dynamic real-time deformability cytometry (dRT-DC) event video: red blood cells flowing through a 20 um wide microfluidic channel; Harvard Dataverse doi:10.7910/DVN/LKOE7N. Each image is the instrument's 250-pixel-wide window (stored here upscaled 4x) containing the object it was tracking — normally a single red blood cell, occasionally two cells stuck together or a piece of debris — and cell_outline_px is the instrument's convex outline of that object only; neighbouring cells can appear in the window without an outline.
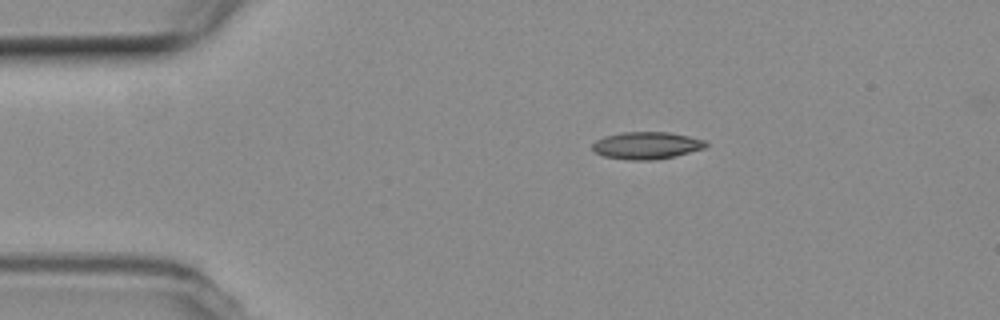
{"species": "common noctule bat (a hibernating species)", "species_latin": "Nyctalus noctula", "temperature_condition": "room temperature", "stored_images_in_passage": 45, "camera_frame_rate_fps": 3000, "um_per_image_px": 0.085, "animal": {"sex": "female", "body_mass_g": 19.3, "forearm_length_mm": 54.1}, "frame": {"image": 1, "passage_image": 1, "time_ms": 0.0, "image_size_px": [1000, 320], "cell_outline_px": [[708, 144], [704, 148], [672, 156], [652, 160], [632, 160], [604, 156], [596, 152], [592, 148], [592, 144], [596, 140], [604, 136], [624, 132], [668, 132], [688, 136], [704, 140]], "centroid_in_image_um": [54.93, 12.35], "position_along_channel_um": 30.1, "area_um2": 17.69}}
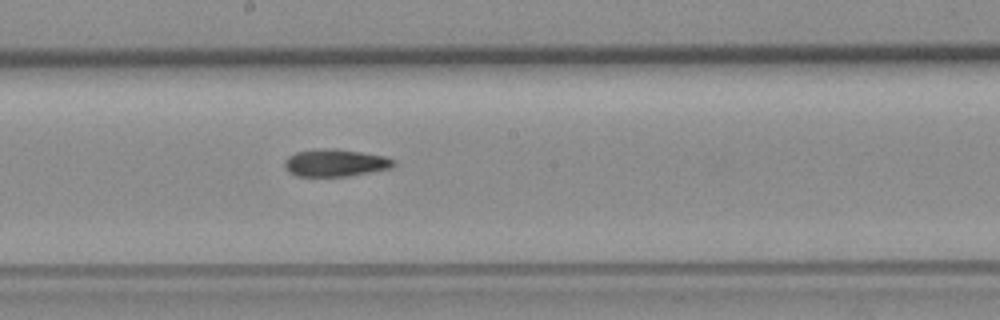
{"frame": {"image": 2, "passage_image": 20, "time_ms": 6.333, "image_size_px": [1000, 320], "cell_outline_px": [[396, 164], [392, 168], [348, 176], [296, 176], [288, 172], [284, 164], [284, 160], [288, 156], [296, 152], [328, 148], [332, 148], [360, 152], [384, 156], [392, 160]], "centroid_in_image_um": [28.48, 13.85], "position_along_channel_um": 219.7, "area_um2": 17.22}}
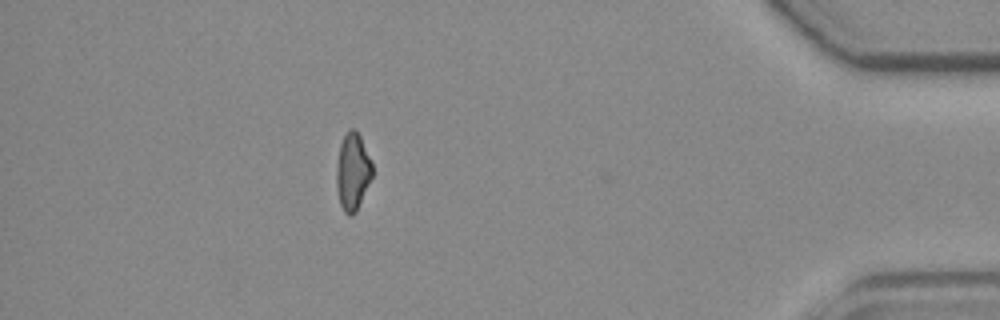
{"frame": {"image": 3, "passage_image": 39, "time_ms": 12.667, "image_size_px": [1000, 320], "cell_outline_px": [[372, 176], [356, 212], [352, 216], [348, 216], [344, 212], [340, 204], [336, 188], [336, 164], [340, 144], [348, 128], [352, 128], [360, 136], [372, 164]], "centroid_in_image_um": [29.95, 14.62], "position_along_channel_um": 405.3, "area_um2": 16.07}, "authors_computed_cell_mechanics": {"area_um2": 17.2244, "velocity_mm_per_s": 3.7638, "shape_relaxation_time_tau1_ms": null, "shape_relaxation_time_tau2_ms": 7.6077, "deformation_change_tau1": null, "deformation_change_tau2": 0.1749}}